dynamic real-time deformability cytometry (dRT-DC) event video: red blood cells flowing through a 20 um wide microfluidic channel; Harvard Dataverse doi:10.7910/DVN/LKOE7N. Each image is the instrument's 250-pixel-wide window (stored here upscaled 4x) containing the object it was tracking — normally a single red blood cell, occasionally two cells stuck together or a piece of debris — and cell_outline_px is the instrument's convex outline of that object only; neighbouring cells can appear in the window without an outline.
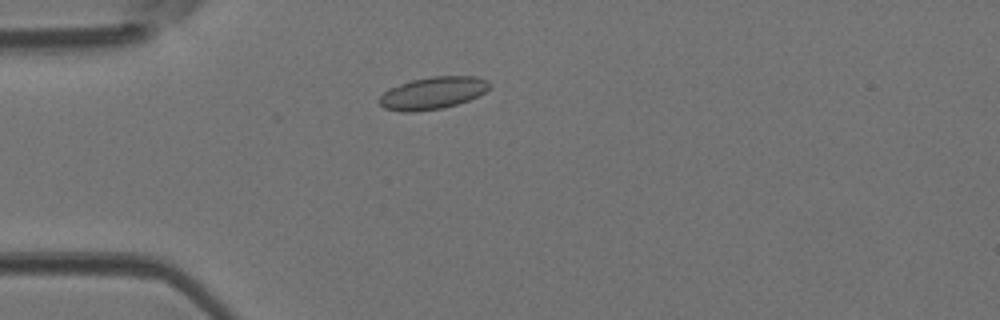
{"species": "Egyptian fruit bat (a non-hibernating species)", "species_latin": "Rousettus aegyptiacus", "temperature_condition": "room temperature", "stored_images_in_passage": 11, "camera_frame_rate_fps": 3000, "um_per_image_px": 0.085, "animal": {"sex": "female"}, "frame": {"image": 1, "passage_image": 4, "time_ms": 1.0, "image_size_px": [1000, 320], "cell_outline_px": [[492, 84], [484, 92], [468, 100], [456, 104], [440, 108], [412, 112], [404, 112], [384, 108], [376, 100], [388, 88], [412, 80], [432, 76], [476, 76], [488, 80]], "centroid_in_image_um": [36.76, 7.9], "position_along_channel_um": 48.2, "area_um2": 20.63}}
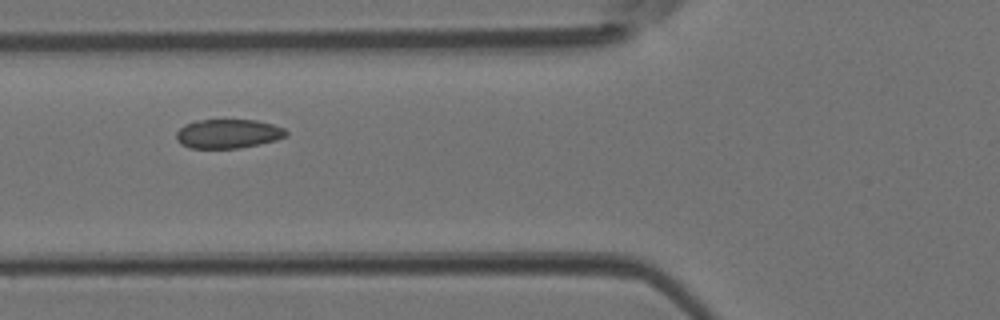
{"frame": {"image": 2, "passage_image": 9, "time_ms": 2.667, "image_size_px": [1000, 320], "cell_outline_px": [[288, 136], [276, 140], [260, 144], [240, 148], [188, 148], [180, 144], [176, 140], [176, 132], [184, 124], [196, 120], [256, 120], [272, 124], [284, 128], [288, 132]], "centroid_in_image_um": [19.38, 11.37], "position_along_channel_um": 106.4, "area_um2": 18.84}}